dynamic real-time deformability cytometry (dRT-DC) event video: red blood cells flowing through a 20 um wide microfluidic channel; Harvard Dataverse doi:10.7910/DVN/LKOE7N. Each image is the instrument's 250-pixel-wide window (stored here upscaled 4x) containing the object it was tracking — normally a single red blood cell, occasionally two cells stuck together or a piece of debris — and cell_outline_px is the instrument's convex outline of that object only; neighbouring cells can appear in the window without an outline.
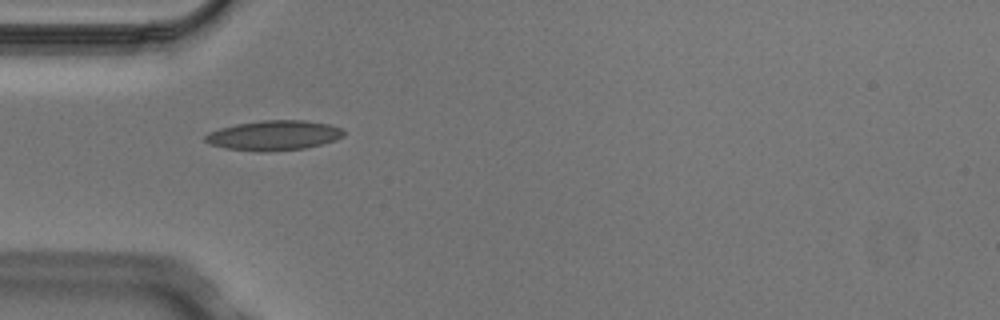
{"species": "Egyptian fruit bat (a non-hibernating species)", "species_latin": "Rousettus aegyptiacus", "temperature_condition": "cold", "stored_images_in_passage": 3, "camera_frame_rate_fps": 3000, "um_per_image_px": 0.085, "animal": {"sex": "male"}, "frame": {"image": 1, "passage_image": 1, "time_ms": 0.0, "image_size_px": [1000, 320], "cell_outline_px": [[344, 136], [336, 140], [304, 148], [264, 152], [260, 152], [224, 148], [208, 144], [204, 140], [204, 136], [208, 132], [220, 128], [236, 124], [260, 120], [304, 120], [332, 124], [340, 128], [344, 132]], "centroid_in_image_um": [23.25, 11.5], "position_along_channel_um": 61.7, "area_um2": 24.28}}
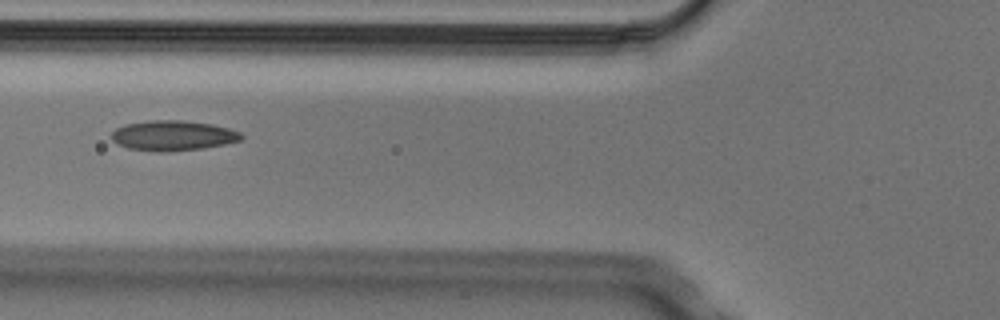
{"frame": {"image": 2, "passage_image": 2, "time_ms": 0.333, "image_size_px": [1000, 320], "cell_outline_px": [[244, 136], [240, 140], [224, 144], [200, 148], [168, 152], [156, 152], [128, 148], [116, 144], [112, 140], [112, 132], [116, 128], [124, 124], [148, 120], [180, 120], [212, 124], [228, 128], [240, 132]], "centroid_in_image_um": [14.66, 11.52], "position_along_channel_um": 111.1, "area_um2": 22.83}}
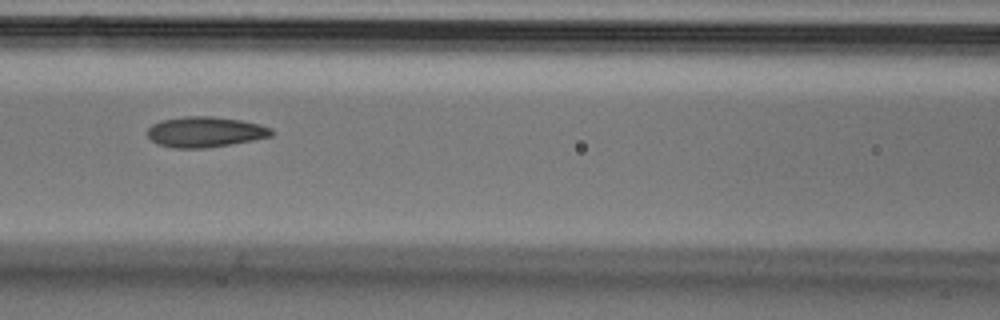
{"frame": {"image": 3, "passage_image": 3, "time_ms": 0.667, "image_size_px": [1000, 320], "cell_outline_px": [[272, 136], [252, 140], [204, 148], [172, 148], [160, 144], [152, 140], [148, 136], [148, 128], [152, 124], [160, 120], [184, 116], [212, 116], [240, 120], [260, 124], [272, 128]], "centroid_in_image_um": [17.42, 11.2], "position_along_channel_um": 149.2, "area_um2": 21.91}}